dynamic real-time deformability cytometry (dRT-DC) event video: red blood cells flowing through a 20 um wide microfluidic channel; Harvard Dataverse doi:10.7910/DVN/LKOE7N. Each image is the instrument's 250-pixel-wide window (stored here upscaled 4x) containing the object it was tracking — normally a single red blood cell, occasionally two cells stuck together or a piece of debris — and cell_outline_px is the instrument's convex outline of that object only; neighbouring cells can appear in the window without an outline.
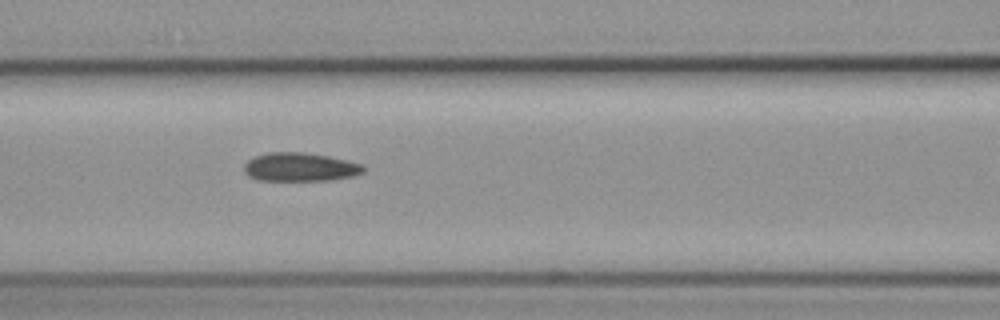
{"species": "common noctule bat (a hibernating species)", "species_latin": "Nyctalus noctula", "temperature_condition": "cold", "stored_images_in_passage": 6, "camera_frame_rate_fps": 3000, "um_per_image_px": 0.085, "animal": {"sex": "female", "body_mass_g": 19.3, "forearm_length_mm": 54.1}, "frame": {"image": 1, "passage_image": 5, "time_ms": 4.333, "image_size_px": [1000, 320], "cell_outline_px": [[368, 168], [364, 172], [356, 176], [332, 180], [256, 180], [248, 176], [244, 172], [244, 164], [248, 160], [256, 156], [268, 152], [304, 152], [328, 156], [348, 160], [364, 164]], "centroid_in_image_um": [25.56, 14.2], "position_along_channel_um": 141.0, "area_um2": 20.23}}